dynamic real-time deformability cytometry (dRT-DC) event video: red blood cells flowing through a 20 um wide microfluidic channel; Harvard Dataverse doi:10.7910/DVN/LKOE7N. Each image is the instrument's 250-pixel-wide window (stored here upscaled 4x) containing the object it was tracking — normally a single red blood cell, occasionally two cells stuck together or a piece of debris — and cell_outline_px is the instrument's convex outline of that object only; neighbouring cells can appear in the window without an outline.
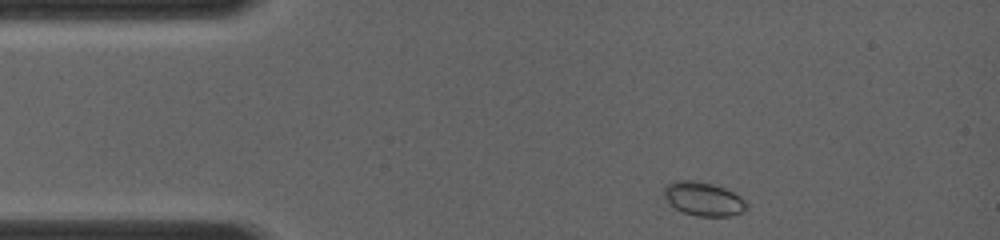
{"species": "common noctule bat (a hibernating species)", "species_latin": "Nyctalus noctula", "temperature_condition": "room temperature", "stored_images_in_passage": 16, "camera_frame_rate_fps": 4000, "um_per_image_px": 0.085, "animal": {"sex": "female", "body_mass_g": 19.0, "forearm_length_mm": 56.7}, "frame": {"image": 1, "passage_image": 1, "time_ms": 0.0, "image_size_px": [1000, 240], "cell_outline_px": [[748, 204], [740, 212], [728, 216], [696, 216], [680, 212], [672, 208], [668, 204], [664, 196], [664, 188], [668, 184], [676, 180], [696, 180], [712, 184], [724, 188], [740, 196]], "centroid_in_image_um": [59.72, 16.91], "position_along_channel_um": 25.3, "area_um2": 16.3}}
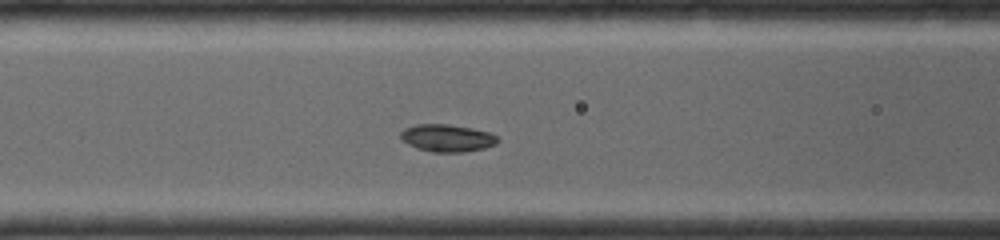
{"frame": {"image": 2, "passage_image": 9, "time_ms": 3.5, "image_size_px": [1000, 240], "cell_outline_px": [[500, 140], [496, 144], [484, 148], [464, 152], [432, 152], [416, 148], [400, 140], [400, 132], [404, 128], [416, 124], [448, 124], [472, 128], [492, 132]], "centroid_in_image_um": [38.0, 11.73], "position_along_channel_um": 128.6, "area_um2": 15.72}}
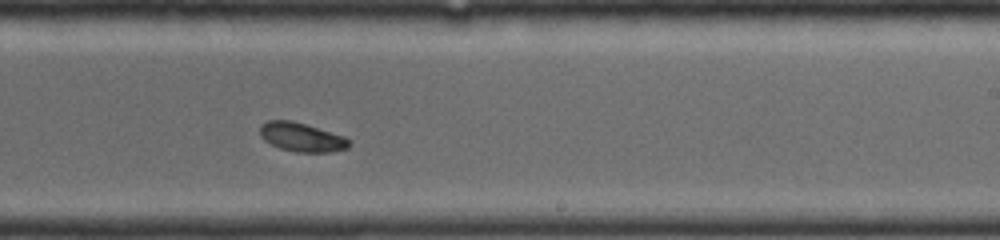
{"frame": {"image": 3, "passage_image": 16, "time_ms": 6.5, "image_size_px": [1000, 240], "cell_outline_px": [[352, 144], [348, 148], [332, 152], [296, 152], [280, 148], [264, 140], [260, 136], [260, 124], [268, 120], [292, 120], [344, 136]], "centroid_in_image_um": [25.63, 11.66], "position_along_channel_um": 263.4, "area_um2": 15.03}}